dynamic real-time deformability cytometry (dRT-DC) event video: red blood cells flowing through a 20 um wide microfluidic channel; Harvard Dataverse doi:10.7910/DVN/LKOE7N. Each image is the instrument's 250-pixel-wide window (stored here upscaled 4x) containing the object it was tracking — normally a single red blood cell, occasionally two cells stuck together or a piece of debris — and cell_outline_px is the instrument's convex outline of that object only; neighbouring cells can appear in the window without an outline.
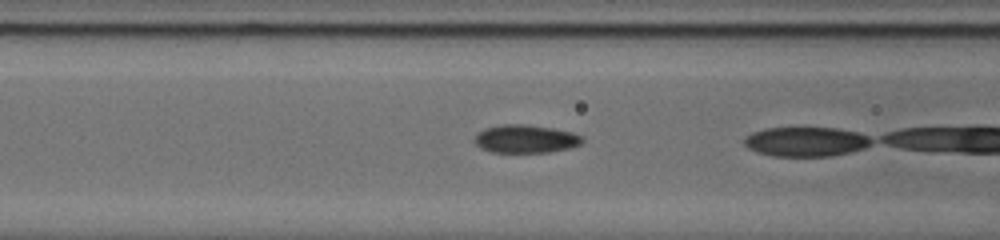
{"species": "common noctule bat (a hibernating species)", "species_latin": "Nyctalus noctula", "temperature_condition": "cold", "stored_images_in_passage": 17, "camera_frame_rate_fps": 3000, "um_per_image_px": 0.085, "animal": {"sex": "male", "body_mass_g": 20.0, "forearm_length_mm": 53.3}, "frame": {"image": 1, "passage_image": 16, "time_ms": 5.0, "image_size_px": [1000, 240], "cell_outline_px": [[584, 140], [580, 144], [568, 148], [548, 152], [492, 152], [480, 148], [472, 140], [484, 128], [500, 124], [524, 124], [552, 128], [572, 132], [584, 136]], "centroid_in_image_um": [44.67, 11.8], "position_along_channel_um": 121.9, "area_um2": 17.69}}